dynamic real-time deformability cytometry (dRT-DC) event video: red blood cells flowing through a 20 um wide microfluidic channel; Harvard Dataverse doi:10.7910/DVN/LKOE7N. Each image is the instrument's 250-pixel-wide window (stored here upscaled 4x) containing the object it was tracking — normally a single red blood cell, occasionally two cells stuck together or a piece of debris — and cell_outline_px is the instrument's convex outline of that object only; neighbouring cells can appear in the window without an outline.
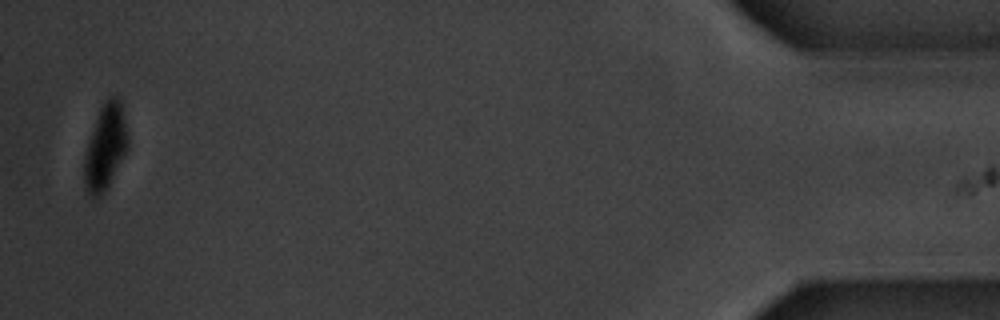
{"species": "common noctule bat (a hibernating species)", "species_latin": "Nyctalus noctula", "temperature_condition": "warm", "stored_images_in_passage": 16, "camera_frame_rate_fps": 3000, "um_per_image_px": 0.085, "animal": {"sex": "male", "body_mass_g": 20.1, "forearm_length_mm": 53.5}, "frame": {"image": 1, "passage_image": 16, "time_ms": 19.667, "image_size_px": [1000, 320], "cell_outline_px": [[128, 148], [108, 188], [100, 196], [88, 196], [84, 188], [84, 156], [88, 140], [92, 128], [100, 108], [104, 100], [108, 96], [116, 96], [120, 100], [124, 116], [128, 136]], "centroid_in_image_um": [8.94, 12.51], "position_along_channel_um": 426.3, "area_um2": 21.96}, "authors_computed_cell_mechanics": {"area_um2": 23.698, "velocity_mm_per_s": 3.4163, "shape_relaxation_time_tau1_ms": 1.7767, "shape_relaxation_time_tau2_ms": null, "deformation_change_tau1": 0.0758, "deformation_change_tau2": null}}